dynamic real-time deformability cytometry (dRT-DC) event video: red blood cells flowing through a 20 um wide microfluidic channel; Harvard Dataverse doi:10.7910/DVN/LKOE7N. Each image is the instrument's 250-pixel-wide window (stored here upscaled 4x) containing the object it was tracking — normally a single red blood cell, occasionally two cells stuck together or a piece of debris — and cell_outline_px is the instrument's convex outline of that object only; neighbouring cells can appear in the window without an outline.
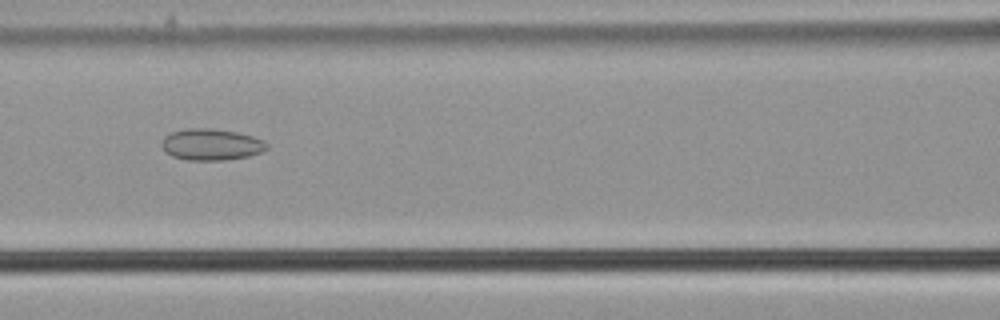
{"species": "common noctule bat (a hibernating species)", "species_latin": "Nyctalus noctula", "temperature_condition": "cold", "stored_images_in_passage": 51, "camera_frame_rate_fps": 3000, "um_per_image_px": 0.085, "animal": {"sex": "male", "body_mass_g": 21.5, "forearm_length_mm": 52.0}, "frame": {"image": 1, "passage_image": 21, "time_ms": 6.667, "image_size_px": [1000, 320], "cell_outline_px": [[268, 148], [260, 152], [248, 156], [224, 160], [188, 160], [172, 156], [160, 144], [164, 136], [172, 132], [188, 128], [212, 128], [236, 132], [252, 136], [264, 140], [268, 144]], "centroid_in_image_um": [17.96, 12.27], "position_along_channel_um": 148.6, "area_um2": 19.19}}
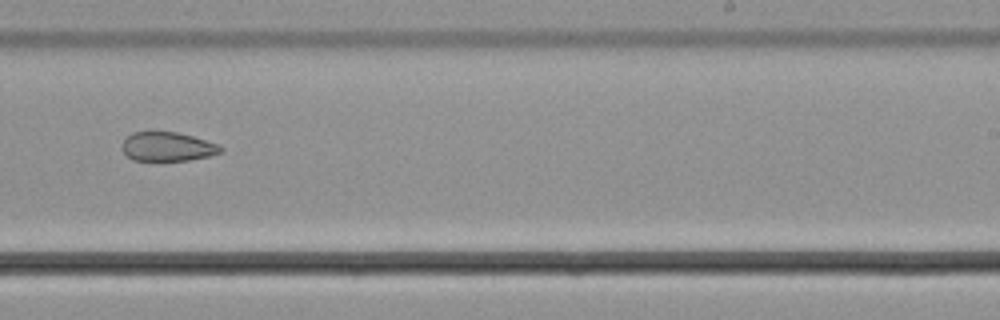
{"frame": {"image": 2, "passage_image": 31, "time_ms": 10.0, "image_size_px": [1000, 320], "cell_outline_px": [[224, 152], [208, 156], [188, 160], [132, 160], [120, 148], [124, 140], [132, 132], [152, 128], [176, 132], [192, 136], [220, 144], [224, 148]], "centroid_in_image_um": [14.22, 12.41], "position_along_channel_um": 274.8, "area_um2": 17.34}}
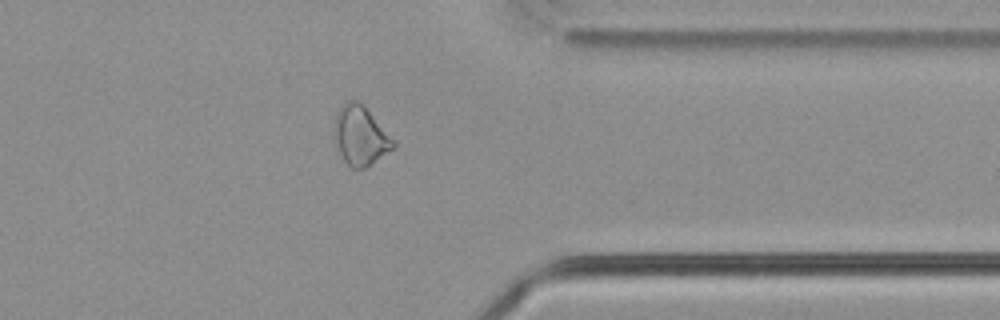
{"frame": {"image": 3, "passage_image": 40, "time_ms": 13.0, "image_size_px": [1000, 320], "cell_outline_px": [[396, 144], [392, 148], [364, 168], [352, 168], [344, 160], [332, 136], [332, 124], [336, 112], [348, 100], [360, 100], [364, 104], [396, 140]], "centroid_in_image_um": [30.61, 11.46], "position_along_channel_um": 380.8, "area_um2": 20.63}, "authors_computed_cell_mechanics": {"area_um2": 21.7906, "velocity_mm_per_s": 3.8036, "shape_relaxation_time_tau1_ms": null, "shape_relaxation_time_tau2_ms": 9.156, "deformation_change_tau1": null, "deformation_change_tau2": 0.1617}}